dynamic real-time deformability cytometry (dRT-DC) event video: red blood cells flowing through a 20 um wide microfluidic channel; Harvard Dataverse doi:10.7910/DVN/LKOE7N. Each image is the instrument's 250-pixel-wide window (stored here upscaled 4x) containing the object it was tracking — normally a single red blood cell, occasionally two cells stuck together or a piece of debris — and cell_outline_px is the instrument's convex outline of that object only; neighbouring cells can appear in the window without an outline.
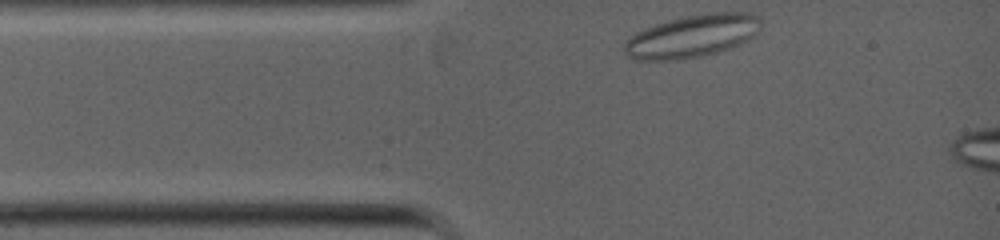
{"species": "common noctule bat (a hibernating species)", "species_latin": "Nyctalus noctula", "temperature_condition": "warm", "stored_images_in_passage": 5, "camera_frame_rate_fps": 5000, "um_per_image_px": 0.085, "animal": {"sex": "female", "body_mass_g": 19.0, "forearm_length_mm": 53.3}, "frame": {"image": 1, "passage_image": 1, "time_ms": 0.0, "image_size_px": [1000, 240], "cell_outline_px": [[760, 32], [748, 40], [728, 48], [716, 52], [700, 56], [676, 60], [632, 60], [624, 52], [624, 44], [636, 32], [644, 28], [656, 24], [688, 16], [712, 12], [752, 12], [760, 20]], "centroid_in_image_um": [58.85, 3.07], "position_along_channel_um": 26.2, "area_um2": 33.7}}